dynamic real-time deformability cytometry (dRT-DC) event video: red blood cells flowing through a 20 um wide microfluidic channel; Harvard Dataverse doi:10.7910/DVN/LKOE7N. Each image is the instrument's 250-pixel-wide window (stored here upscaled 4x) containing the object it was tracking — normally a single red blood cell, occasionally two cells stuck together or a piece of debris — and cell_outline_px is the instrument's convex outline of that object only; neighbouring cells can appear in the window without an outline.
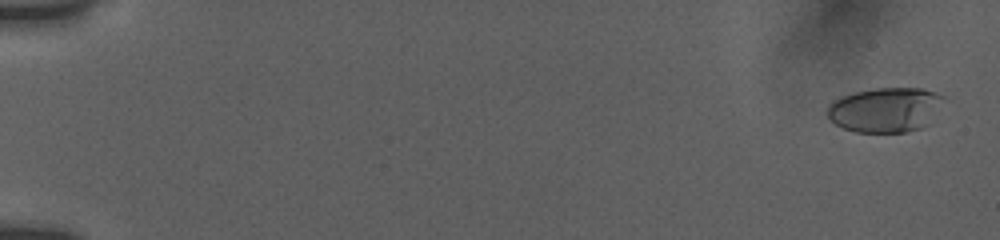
{"species": "human", "species_latin": "Homo sapiens", "temperature_condition": "room temperature", "stored_images_in_passage": 12, "camera_frame_rate_fps": 3000, "um_per_image_px": 0.085, "donor": {"sex": "female"}, "frame": {"image": 1, "passage_image": 1, "time_ms": 0.0, "image_size_px": [1000, 240], "cell_outline_px": [[948, 100], [928, 124], [920, 128], [908, 132], [856, 132], [844, 128], [836, 124], [828, 116], [828, 104], [844, 96], [856, 92], [876, 88], [920, 88], [936, 92], [944, 96]], "centroid_in_image_um": [75.34, 9.33], "position_along_channel_um": 9.7, "area_um2": 30.46}}
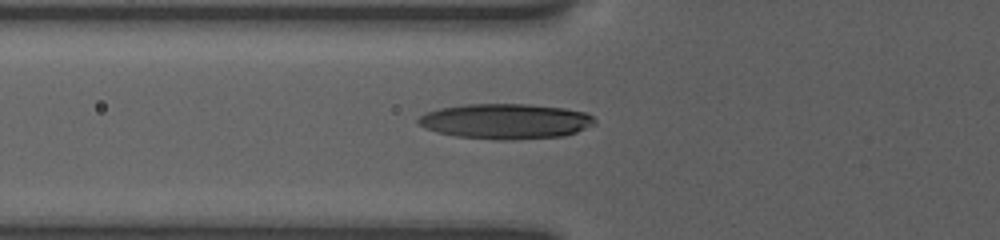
{"frame": {"image": 2, "passage_image": 10, "time_ms": 6.667, "image_size_px": [1000, 240], "cell_outline_px": [[596, 124], [576, 132], [564, 136], [512, 140], [500, 140], [456, 136], [436, 132], [424, 128], [416, 120], [424, 112], [440, 108], [464, 104], [528, 104], [564, 108], [588, 112], [596, 120]], "centroid_in_image_um": [42.99, 10.31], "position_along_channel_um": 82.8, "area_um2": 36.53}}
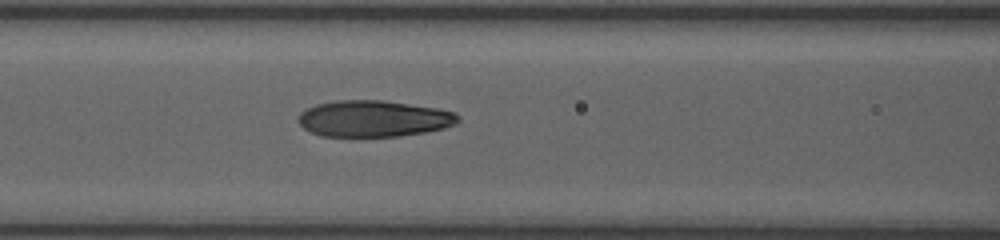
{"frame": {"image": 3, "passage_image": 12, "time_ms": 8.0, "image_size_px": [1000, 240], "cell_outline_px": [[460, 120], [456, 124], [444, 128], [424, 132], [400, 136], [320, 136], [308, 132], [296, 120], [296, 116], [300, 112], [316, 104], [336, 100], [384, 100], [436, 108], [456, 112], [460, 116]], "centroid_in_image_um": [31.74, 10.08], "position_along_channel_um": 134.9, "area_um2": 34.16}}